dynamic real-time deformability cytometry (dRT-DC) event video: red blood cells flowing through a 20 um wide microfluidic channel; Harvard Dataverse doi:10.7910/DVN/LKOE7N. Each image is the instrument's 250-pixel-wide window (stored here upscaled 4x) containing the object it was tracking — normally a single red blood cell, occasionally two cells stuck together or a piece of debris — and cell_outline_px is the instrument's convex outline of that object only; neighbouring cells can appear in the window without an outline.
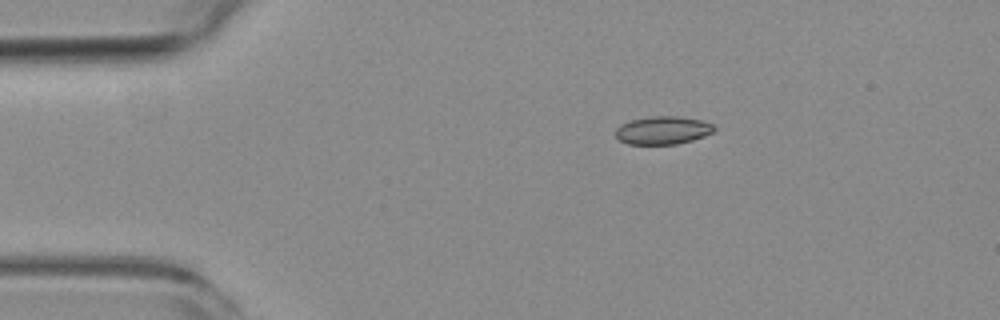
{"species": "common noctule bat (a hibernating species)", "species_latin": "Nyctalus noctula", "temperature_condition": "room temperature", "stored_images_in_passage": 3, "camera_frame_rate_fps": 3000, "um_per_image_px": 0.085, "animal": {"sex": "female", "body_mass_g": 19.3, "forearm_length_mm": 54.1}, "frame": {"image": 1, "passage_image": 1, "time_ms": 0.0, "image_size_px": [1000, 320], "cell_outline_px": [[716, 128], [712, 132], [704, 136], [692, 140], [676, 144], [628, 144], [620, 140], [616, 136], [616, 128], [620, 124], [632, 120], [652, 116], [680, 116], [700, 120], [712, 124]], "centroid_in_image_um": [56.33, 11.07], "position_along_channel_um": 28.7, "area_um2": 16.01}}